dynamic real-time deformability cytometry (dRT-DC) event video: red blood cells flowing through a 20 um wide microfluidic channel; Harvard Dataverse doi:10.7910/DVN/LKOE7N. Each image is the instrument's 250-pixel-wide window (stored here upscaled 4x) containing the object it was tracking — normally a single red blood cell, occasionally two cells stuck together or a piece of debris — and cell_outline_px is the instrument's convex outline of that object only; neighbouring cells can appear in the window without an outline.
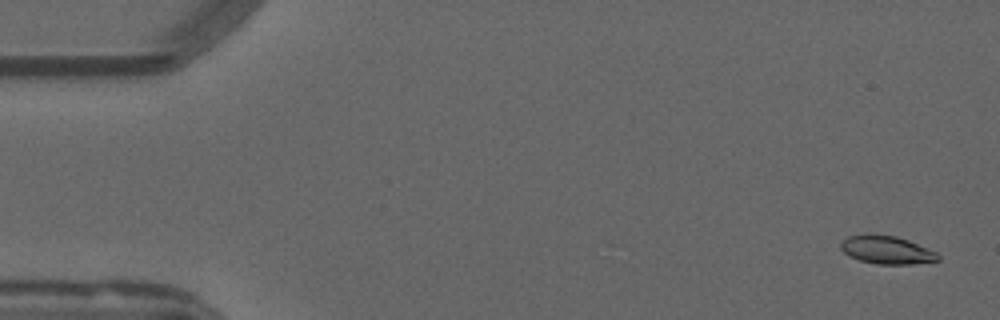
{"species": "common noctule bat (a hibernating species)", "species_latin": "Nyctalus noctula", "temperature_condition": "warm", "stored_images_in_passage": 54, "camera_frame_rate_fps": 3000, "um_per_image_px": 0.085, "animal": {"sex": "male", "forearm_length_mm": 52.5}, "frame": {"image": 1, "passage_image": 2, "time_ms": 0.333, "image_size_px": [1000, 320], "cell_outline_px": [[940, 260], [912, 264], [876, 264], [860, 260], [848, 256], [840, 248], [840, 244], [848, 236], [868, 232], [896, 236], [908, 240], [936, 252], [940, 256]], "centroid_in_image_um": [75.33, 21.22], "position_along_channel_um": 9.7, "area_um2": 16.13}}
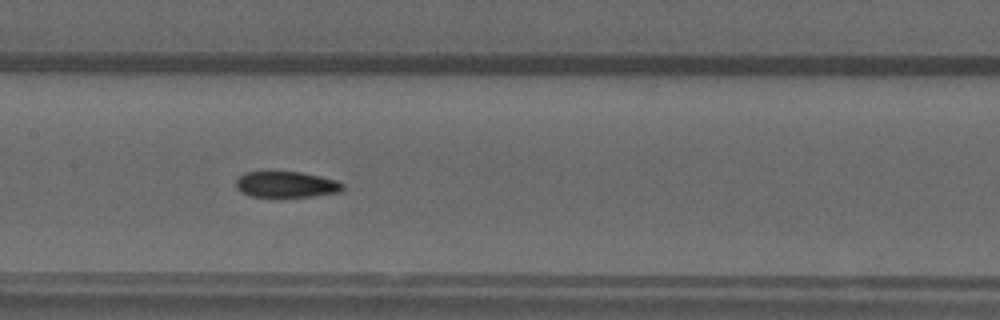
{"frame": {"image": 2, "passage_image": 26, "time_ms": 8.333, "image_size_px": [1000, 320], "cell_outline_px": [[344, 188], [340, 192], [312, 196], [276, 200], [248, 196], [240, 192], [236, 188], [236, 180], [244, 172], [300, 172], [320, 176], [336, 180], [344, 184]], "centroid_in_image_um": [24.29, 15.74], "position_along_channel_um": 183.1, "area_um2": 16.99}}
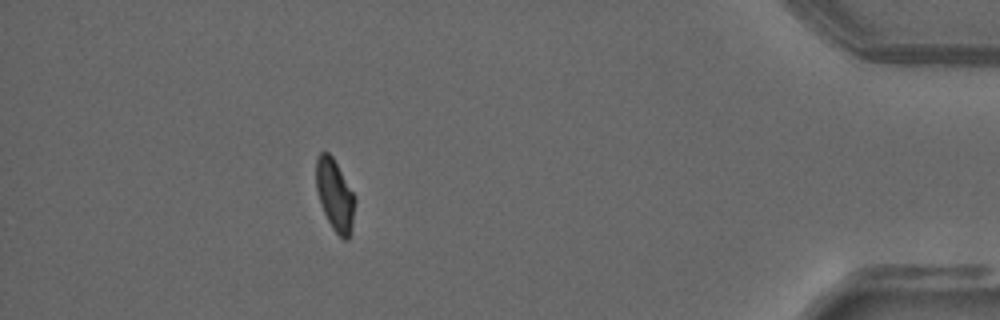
{"frame": {"image": 3, "passage_image": 48, "time_ms": 15.667, "image_size_px": [1000, 320], "cell_outline_px": [[356, 200], [352, 232], [348, 240], [344, 240], [332, 228], [320, 204], [316, 188], [316, 160], [320, 152], [328, 152], [332, 156], [356, 196]], "centroid_in_image_um": [28.49, 16.61], "position_along_channel_um": 406.7, "area_um2": 16.42}, "authors_computed_cell_mechanics": {"area_um2": 16.762, "velocity_mm_per_s": 3.804, "shape_relaxation_time_tau1_ms": null, "shape_relaxation_time_tau2_ms": 3.718, "deformation_change_tau1": null, "deformation_change_tau2": 0.0575}}